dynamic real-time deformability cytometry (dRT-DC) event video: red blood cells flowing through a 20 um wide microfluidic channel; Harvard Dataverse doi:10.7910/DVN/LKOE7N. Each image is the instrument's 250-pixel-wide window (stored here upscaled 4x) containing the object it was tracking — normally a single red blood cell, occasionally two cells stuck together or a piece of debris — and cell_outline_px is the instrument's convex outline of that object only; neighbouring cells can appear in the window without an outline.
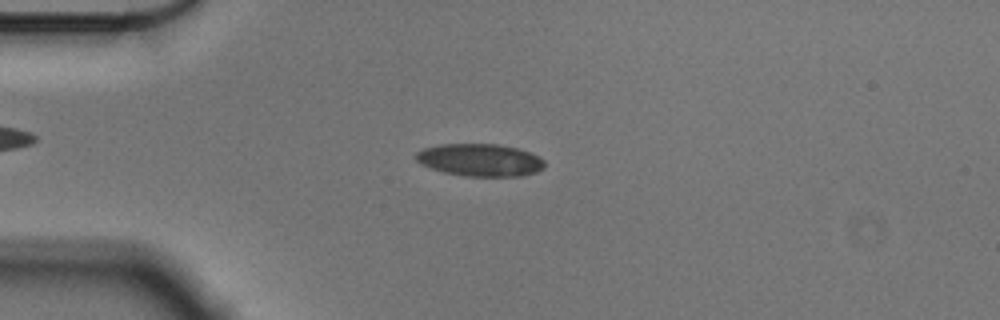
{"species": "Egyptian fruit bat (a non-hibernating species)", "species_latin": "Rousettus aegyptiacus", "temperature_condition": "cold", "stored_images_in_passage": 56, "camera_frame_rate_fps": 3000, "um_per_image_px": 0.085, "animal": {"sex": "male"}, "frame": {"image": 1, "passage_image": 14, "time_ms": 4.333, "image_size_px": [1000, 320], "cell_outline_px": [[544, 168], [536, 172], [520, 176], [464, 176], [444, 172], [420, 164], [416, 160], [416, 152], [424, 148], [440, 144], [500, 144], [516, 148], [528, 152], [544, 160]], "centroid_in_image_um": [40.78, 13.6], "position_along_channel_um": 44.2, "area_um2": 24.22}}
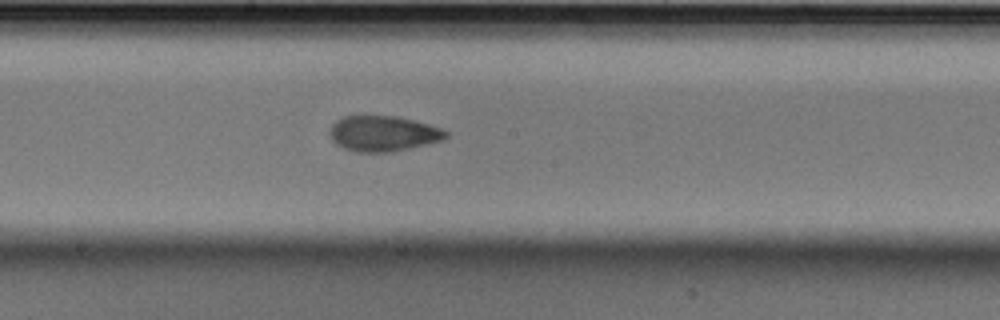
{"frame": {"image": 2, "passage_image": 30, "time_ms": 9.667, "image_size_px": [1000, 320], "cell_outline_px": [[448, 136], [444, 140], [392, 152], [356, 152], [344, 148], [336, 144], [332, 140], [332, 124], [336, 120], [344, 116], [396, 116], [428, 124], [440, 128], [448, 132]], "centroid_in_image_um": [32.59, 11.36], "position_along_channel_um": 215.6, "area_um2": 23.81}}
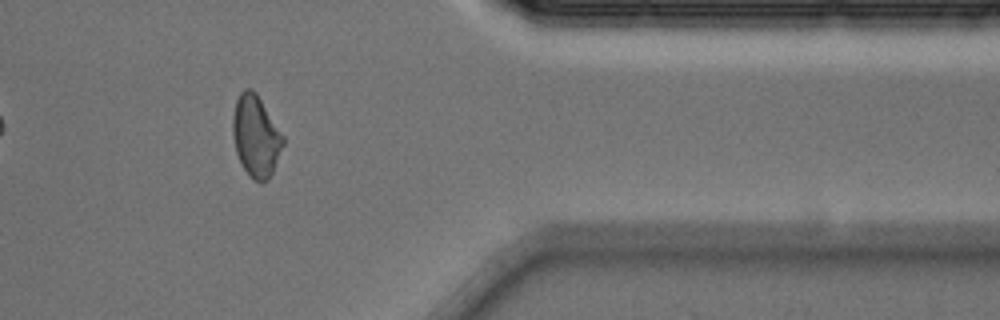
{"frame": {"image": 3, "passage_image": 46, "time_ms": 15.0, "image_size_px": [1000, 320], "cell_outline_px": [[284, 144], [272, 172], [268, 180], [260, 184], [244, 168], [236, 152], [232, 132], [232, 120], [236, 100], [240, 92], [244, 88], [252, 88], [256, 92], [284, 136]], "centroid_in_image_um": [21.75, 11.54], "position_along_channel_um": 389.7, "area_um2": 23.7}, "authors_computed_cell_mechanics": {"area_um2": 23.6402, "velocity_mm_per_s": 3.5868, "shape_relaxation_time_tau1_ms": 5.9253, "shape_relaxation_time_tau2_ms": 2.0606, "deformation_change_tau1": 0.1221, "deformation_change_tau2": 0.0627}}